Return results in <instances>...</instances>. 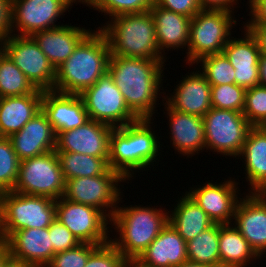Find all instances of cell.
Listing matches in <instances>:
<instances>
[{"label":"cell","instance_id":"obj_12","mask_svg":"<svg viewBox=\"0 0 266 267\" xmlns=\"http://www.w3.org/2000/svg\"><path fill=\"white\" fill-rule=\"evenodd\" d=\"M4 53L40 90H53L56 70L31 36L10 35Z\"/></svg>","mask_w":266,"mask_h":267},{"label":"cell","instance_id":"obj_9","mask_svg":"<svg viewBox=\"0 0 266 267\" xmlns=\"http://www.w3.org/2000/svg\"><path fill=\"white\" fill-rule=\"evenodd\" d=\"M122 181L126 182L117 171L109 168L101 175L66 180L62 197L74 203L93 206L111 219L117 204L122 201L119 185Z\"/></svg>","mask_w":266,"mask_h":267},{"label":"cell","instance_id":"obj_22","mask_svg":"<svg viewBox=\"0 0 266 267\" xmlns=\"http://www.w3.org/2000/svg\"><path fill=\"white\" fill-rule=\"evenodd\" d=\"M20 161L55 150L56 134L42 110L9 137Z\"/></svg>","mask_w":266,"mask_h":267},{"label":"cell","instance_id":"obj_19","mask_svg":"<svg viewBox=\"0 0 266 267\" xmlns=\"http://www.w3.org/2000/svg\"><path fill=\"white\" fill-rule=\"evenodd\" d=\"M5 242L12 258L33 267H46L54 256L49 227L17 230Z\"/></svg>","mask_w":266,"mask_h":267},{"label":"cell","instance_id":"obj_48","mask_svg":"<svg viewBox=\"0 0 266 267\" xmlns=\"http://www.w3.org/2000/svg\"><path fill=\"white\" fill-rule=\"evenodd\" d=\"M2 267H33L28 263H25L21 260L12 258L11 256L3 263Z\"/></svg>","mask_w":266,"mask_h":267},{"label":"cell","instance_id":"obj_7","mask_svg":"<svg viewBox=\"0 0 266 267\" xmlns=\"http://www.w3.org/2000/svg\"><path fill=\"white\" fill-rule=\"evenodd\" d=\"M232 14L229 11L202 9L191 18L186 63L193 66L205 56L223 52L231 38L230 30L237 23Z\"/></svg>","mask_w":266,"mask_h":267},{"label":"cell","instance_id":"obj_43","mask_svg":"<svg viewBox=\"0 0 266 267\" xmlns=\"http://www.w3.org/2000/svg\"><path fill=\"white\" fill-rule=\"evenodd\" d=\"M13 0H0V37L3 39L12 35Z\"/></svg>","mask_w":266,"mask_h":267},{"label":"cell","instance_id":"obj_8","mask_svg":"<svg viewBox=\"0 0 266 267\" xmlns=\"http://www.w3.org/2000/svg\"><path fill=\"white\" fill-rule=\"evenodd\" d=\"M65 182L56 151L52 150L20 161L13 191L58 200L63 196Z\"/></svg>","mask_w":266,"mask_h":267},{"label":"cell","instance_id":"obj_6","mask_svg":"<svg viewBox=\"0 0 266 267\" xmlns=\"http://www.w3.org/2000/svg\"><path fill=\"white\" fill-rule=\"evenodd\" d=\"M56 219V200L14 191L0 193V240L17 230L46 228Z\"/></svg>","mask_w":266,"mask_h":267},{"label":"cell","instance_id":"obj_11","mask_svg":"<svg viewBox=\"0 0 266 267\" xmlns=\"http://www.w3.org/2000/svg\"><path fill=\"white\" fill-rule=\"evenodd\" d=\"M90 120L118 128L138 118L126 105L123 95L107 72L80 95Z\"/></svg>","mask_w":266,"mask_h":267},{"label":"cell","instance_id":"obj_4","mask_svg":"<svg viewBox=\"0 0 266 267\" xmlns=\"http://www.w3.org/2000/svg\"><path fill=\"white\" fill-rule=\"evenodd\" d=\"M98 29L105 35L113 56L166 62V56L158 48L150 11L116 16Z\"/></svg>","mask_w":266,"mask_h":267},{"label":"cell","instance_id":"obj_21","mask_svg":"<svg viewBox=\"0 0 266 267\" xmlns=\"http://www.w3.org/2000/svg\"><path fill=\"white\" fill-rule=\"evenodd\" d=\"M188 74L182 76L183 79L174 89V95L162 98L176 111L203 117L212 107L211 85L200 71Z\"/></svg>","mask_w":266,"mask_h":267},{"label":"cell","instance_id":"obj_53","mask_svg":"<svg viewBox=\"0 0 266 267\" xmlns=\"http://www.w3.org/2000/svg\"><path fill=\"white\" fill-rule=\"evenodd\" d=\"M259 129H261L266 134V119L257 126Z\"/></svg>","mask_w":266,"mask_h":267},{"label":"cell","instance_id":"obj_29","mask_svg":"<svg viewBox=\"0 0 266 267\" xmlns=\"http://www.w3.org/2000/svg\"><path fill=\"white\" fill-rule=\"evenodd\" d=\"M183 196L177 201L175 209L170 211L169 222L179 235L188 242L211 227L214 221L186 192Z\"/></svg>","mask_w":266,"mask_h":267},{"label":"cell","instance_id":"obj_20","mask_svg":"<svg viewBox=\"0 0 266 267\" xmlns=\"http://www.w3.org/2000/svg\"><path fill=\"white\" fill-rule=\"evenodd\" d=\"M244 32V38L231 37L224 47L223 53L235 70V84L248 89L259 85L261 52L250 32L246 28H244Z\"/></svg>","mask_w":266,"mask_h":267},{"label":"cell","instance_id":"obj_31","mask_svg":"<svg viewBox=\"0 0 266 267\" xmlns=\"http://www.w3.org/2000/svg\"><path fill=\"white\" fill-rule=\"evenodd\" d=\"M56 154L65 181L77 177L101 175L110 168L109 157H94L75 152H56Z\"/></svg>","mask_w":266,"mask_h":267},{"label":"cell","instance_id":"obj_24","mask_svg":"<svg viewBox=\"0 0 266 267\" xmlns=\"http://www.w3.org/2000/svg\"><path fill=\"white\" fill-rule=\"evenodd\" d=\"M164 105L172 135L169 138L175 151L188 158L202 152L206 148L203 118L176 111L166 102Z\"/></svg>","mask_w":266,"mask_h":267},{"label":"cell","instance_id":"obj_36","mask_svg":"<svg viewBox=\"0 0 266 267\" xmlns=\"http://www.w3.org/2000/svg\"><path fill=\"white\" fill-rule=\"evenodd\" d=\"M20 160L7 137H0V193L13 191Z\"/></svg>","mask_w":266,"mask_h":267},{"label":"cell","instance_id":"obj_1","mask_svg":"<svg viewBox=\"0 0 266 267\" xmlns=\"http://www.w3.org/2000/svg\"><path fill=\"white\" fill-rule=\"evenodd\" d=\"M163 64L160 60L110 55L108 73L138 119H154L157 98H161L162 93L159 89L165 69Z\"/></svg>","mask_w":266,"mask_h":267},{"label":"cell","instance_id":"obj_38","mask_svg":"<svg viewBox=\"0 0 266 267\" xmlns=\"http://www.w3.org/2000/svg\"><path fill=\"white\" fill-rule=\"evenodd\" d=\"M242 113L253 127L266 119V86L256 85L246 89Z\"/></svg>","mask_w":266,"mask_h":267},{"label":"cell","instance_id":"obj_14","mask_svg":"<svg viewBox=\"0 0 266 267\" xmlns=\"http://www.w3.org/2000/svg\"><path fill=\"white\" fill-rule=\"evenodd\" d=\"M75 2L77 4L78 1L13 0L12 33L15 32L13 35L32 36L36 32L61 26L55 24L59 20L57 18H60Z\"/></svg>","mask_w":266,"mask_h":267},{"label":"cell","instance_id":"obj_28","mask_svg":"<svg viewBox=\"0 0 266 267\" xmlns=\"http://www.w3.org/2000/svg\"><path fill=\"white\" fill-rule=\"evenodd\" d=\"M241 156L246 164L244 169L251 189L249 192L266 193V134L258 127L249 130L240 159Z\"/></svg>","mask_w":266,"mask_h":267},{"label":"cell","instance_id":"obj_3","mask_svg":"<svg viewBox=\"0 0 266 267\" xmlns=\"http://www.w3.org/2000/svg\"><path fill=\"white\" fill-rule=\"evenodd\" d=\"M152 120L138 119L111 131L108 164L127 181L134 176V170L137 172L154 165L160 154V138L150 127Z\"/></svg>","mask_w":266,"mask_h":267},{"label":"cell","instance_id":"obj_33","mask_svg":"<svg viewBox=\"0 0 266 267\" xmlns=\"http://www.w3.org/2000/svg\"><path fill=\"white\" fill-rule=\"evenodd\" d=\"M43 93L37 89L23 72L3 53L0 57V97Z\"/></svg>","mask_w":266,"mask_h":267},{"label":"cell","instance_id":"obj_15","mask_svg":"<svg viewBox=\"0 0 266 267\" xmlns=\"http://www.w3.org/2000/svg\"><path fill=\"white\" fill-rule=\"evenodd\" d=\"M233 219L255 253L260 258L266 255V193L249 192L240 198Z\"/></svg>","mask_w":266,"mask_h":267},{"label":"cell","instance_id":"obj_30","mask_svg":"<svg viewBox=\"0 0 266 267\" xmlns=\"http://www.w3.org/2000/svg\"><path fill=\"white\" fill-rule=\"evenodd\" d=\"M232 224H219L221 267H246L259 259L247 240Z\"/></svg>","mask_w":266,"mask_h":267},{"label":"cell","instance_id":"obj_10","mask_svg":"<svg viewBox=\"0 0 266 267\" xmlns=\"http://www.w3.org/2000/svg\"><path fill=\"white\" fill-rule=\"evenodd\" d=\"M206 151L239 158L249 130L253 127L242 112L211 107L202 117Z\"/></svg>","mask_w":266,"mask_h":267},{"label":"cell","instance_id":"obj_51","mask_svg":"<svg viewBox=\"0 0 266 267\" xmlns=\"http://www.w3.org/2000/svg\"><path fill=\"white\" fill-rule=\"evenodd\" d=\"M125 267H142L135 261H128Z\"/></svg>","mask_w":266,"mask_h":267},{"label":"cell","instance_id":"obj_13","mask_svg":"<svg viewBox=\"0 0 266 267\" xmlns=\"http://www.w3.org/2000/svg\"><path fill=\"white\" fill-rule=\"evenodd\" d=\"M99 209L74 203L63 197L56 200V219L67 227L81 243L102 245L110 241V219ZM109 220V221H108Z\"/></svg>","mask_w":266,"mask_h":267},{"label":"cell","instance_id":"obj_41","mask_svg":"<svg viewBox=\"0 0 266 267\" xmlns=\"http://www.w3.org/2000/svg\"><path fill=\"white\" fill-rule=\"evenodd\" d=\"M49 237L53 245L54 254L73 249L81 243L78 238L57 219L49 226Z\"/></svg>","mask_w":266,"mask_h":267},{"label":"cell","instance_id":"obj_47","mask_svg":"<svg viewBox=\"0 0 266 267\" xmlns=\"http://www.w3.org/2000/svg\"><path fill=\"white\" fill-rule=\"evenodd\" d=\"M259 85L266 86V55L261 54L259 59Z\"/></svg>","mask_w":266,"mask_h":267},{"label":"cell","instance_id":"obj_26","mask_svg":"<svg viewBox=\"0 0 266 267\" xmlns=\"http://www.w3.org/2000/svg\"><path fill=\"white\" fill-rule=\"evenodd\" d=\"M43 93L0 97V137L9 138L41 111Z\"/></svg>","mask_w":266,"mask_h":267},{"label":"cell","instance_id":"obj_46","mask_svg":"<svg viewBox=\"0 0 266 267\" xmlns=\"http://www.w3.org/2000/svg\"><path fill=\"white\" fill-rule=\"evenodd\" d=\"M198 2L203 10H221L233 12V5H236L238 0H198Z\"/></svg>","mask_w":266,"mask_h":267},{"label":"cell","instance_id":"obj_45","mask_svg":"<svg viewBox=\"0 0 266 267\" xmlns=\"http://www.w3.org/2000/svg\"><path fill=\"white\" fill-rule=\"evenodd\" d=\"M255 38L261 54L266 55V25L264 24H246L243 26Z\"/></svg>","mask_w":266,"mask_h":267},{"label":"cell","instance_id":"obj_40","mask_svg":"<svg viewBox=\"0 0 266 267\" xmlns=\"http://www.w3.org/2000/svg\"><path fill=\"white\" fill-rule=\"evenodd\" d=\"M128 260L109 241L99 245L89 256L84 267H125Z\"/></svg>","mask_w":266,"mask_h":267},{"label":"cell","instance_id":"obj_18","mask_svg":"<svg viewBox=\"0 0 266 267\" xmlns=\"http://www.w3.org/2000/svg\"><path fill=\"white\" fill-rule=\"evenodd\" d=\"M41 110L55 134L83 126L90 119L84 102L78 94L44 90Z\"/></svg>","mask_w":266,"mask_h":267},{"label":"cell","instance_id":"obj_16","mask_svg":"<svg viewBox=\"0 0 266 267\" xmlns=\"http://www.w3.org/2000/svg\"><path fill=\"white\" fill-rule=\"evenodd\" d=\"M112 126L89 120L76 129L56 134V152H75L94 157H109Z\"/></svg>","mask_w":266,"mask_h":267},{"label":"cell","instance_id":"obj_52","mask_svg":"<svg viewBox=\"0 0 266 267\" xmlns=\"http://www.w3.org/2000/svg\"><path fill=\"white\" fill-rule=\"evenodd\" d=\"M4 53V39L0 37V57Z\"/></svg>","mask_w":266,"mask_h":267},{"label":"cell","instance_id":"obj_44","mask_svg":"<svg viewBox=\"0 0 266 267\" xmlns=\"http://www.w3.org/2000/svg\"><path fill=\"white\" fill-rule=\"evenodd\" d=\"M250 4V5H249ZM248 6L251 10L249 14L251 21L245 24H264L266 25V0H249Z\"/></svg>","mask_w":266,"mask_h":267},{"label":"cell","instance_id":"obj_25","mask_svg":"<svg viewBox=\"0 0 266 267\" xmlns=\"http://www.w3.org/2000/svg\"><path fill=\"white\" fill-rule=\"evenodd\" d=\"M85 28L61 25L39 31L31 37L55 68L60 67L72 54L78 44L91 32Z\"/></svg>","mask_w":266,"mask_h":267},{"label":"cell","instance_id":"obj_35","mask_svg":"<svg viewBox=\"0 0 266 267\" xmlns=\"http://www.w3.org/2000/svg\"><path fill=\"white\" fill-rule=\"evenodd\" d=\"M82 3L114 18L123 14L150 11L154 0H84Z\"/></svg>","mask_w":266,"mask_h":267},{"label":"cell","instance_id":"obj_32","mask_svg":"<svg viewBox=\"0 0 266 267\" xmlns=\"http://www.w3.org/2000/svg\"><path fill=\"white\" fill-rule=\"evenodd\" d=\"M188 260L221 267L219 251V223L186 242Z\"/></svg>","mask_w":266,"mask_h":267},{"label":"cell","instance_id":"obj_49","mask_svg":"<svg viewBox=\"0 0 266 267\" xmlns=\"http://www.w3.org/2000/svg\"><path fill=\"white\" fill-rule=\"evenodd\" d=\"M10 257L9 250L4 240H0V267Z\"/></svg>","mask_w":266,"mask_h":267},{"label":"cell","instance_id":"obj_27","mask_svg":"<svg viewBox=\"0 0 266 267\" xmlns=\"http://www.w3.org/2000/svg\"><path fill=\"white\" fill-rule=\"evenodd\" d=\"M150 12L154 18L159 51L188 47L191 18L154 5ZM165 49V50H164Z\"/></svg>","mask_w":266,"mask_h":267},{"label":"cell","instance_id":"obj_37","mask_svg":"<svg viewBox=\"0 0 266 267\" xmlns=\"http://www.w3.org/2000/svg\"><path fill=\"white\" fill-rule=\"evenodd\" d=\"M246 89L236 84L211 86L213 108L243 112Z\"/></svg>","mask_w":266,"mask_h":267},{"label":"cell","instance_id":"obj_17","mask_svg":"<svg viewBox=\"0 0 266 267\" xmlns=\"http://www.w3.org/2000/svg\"><path fill=\"white\" fill-rule=\"evenodd\" d=\"M238 183L231 178L223 183L206 182L202 187L191 188L186 193L202 208L207 215L219 224H232L238 203ZM194 189V190H192ZM238 193V194H237ZM232 222V223H231Z\"/></svg>","mask_w":266,"mask_h":267},{"label":"cell","instance_id":"obj_42","mask_svg":"<svg viewBox=\"0 0 266 267\" xmlns=\"http://www.w3.org/2000/svg\"><path fill=\"white\" fill-rule=\"evenodd\" d=\"M163 9L193 18L201 9L198 0H154Z\"/></svg>","mask_w":266,"mask_h":267},{"label":"cell","instance_id":"obj_23","mask_svg":"<svg viewBox=\"0 0 266 267\" xmlns=\"http://www.w3.org/2000/svg\"><path fill=\"white\" fill-rule=\"evenodd\" d=\"M187 260L186 241L168 222L135 262L142 267H173Z\"/></svg>","mask_w":266,"mask_h":267},{"label":"cell","instance_id":"obj_50","mask_svg":"<svg viewBox=\"0 0 266 267\" xmlns=\"http://www.w3.org/2000/svg\"><path fill=\"white\" fill-rule=\"evenodd\" d=\"M173 267H217V266L187 260L182 264Z\"/></svg>","mask_w":266,"mask_h":267},{"label":"cell","instance_id":"obj_2","mask_svg":"<svg viewBox=\"0 0 266 267\" xmlns=\"http://www.w3.org/2000/svg\"><path fill=\"white\" fill-rule=\"evenodd\" d=\"M93 31L56 69L54 91L80 95L108 72L111 55L108 41L100 30Z\"/></svg>","mask_w":266,"mask_h":267},{"label":"cell","instance_id":"obj_5","mask_svg":"<svg viewBox=\"0 0 266 267\" xmlns=\"http://www.w3.org/2000/svg\"><path fill=\"white\" fill-rule=\"evenodd\" d=\"M164 210L155 206H118L110 225L113 223L120 237L110 238V242L128 261H135L169 222L170 212Z\"/></svg>","mask_w":266,"mask_h":267},{"label":"cell","instance_id":"obj_34","mask_svg":"<svg viewBox=\"0 0 266 267\" xmlns=\"http://www.w3.org/2000/svg\"><path fill=\"white\" fill-rule=\"evenodd\" d=\"M198 63L202 64L200 72L211 86L235 84V70L223 52L205 56Z\"/></svg>","mask_w":266,"mask_h":267},{"label":"cell","instance_id":"obj_39","mask_svg":"<svg viewBox=\"0 0 266 267\" xmlns=\"http://www.w3.org/2000/svg\"><path fill=\"white\" fill-rule=\"evenodd\" d=\"M98 246L80 243L73 249L55 253L46 267H84L89 256Z\"/></svg>","mask_w":266,"mask_h":267}]
</instances>
